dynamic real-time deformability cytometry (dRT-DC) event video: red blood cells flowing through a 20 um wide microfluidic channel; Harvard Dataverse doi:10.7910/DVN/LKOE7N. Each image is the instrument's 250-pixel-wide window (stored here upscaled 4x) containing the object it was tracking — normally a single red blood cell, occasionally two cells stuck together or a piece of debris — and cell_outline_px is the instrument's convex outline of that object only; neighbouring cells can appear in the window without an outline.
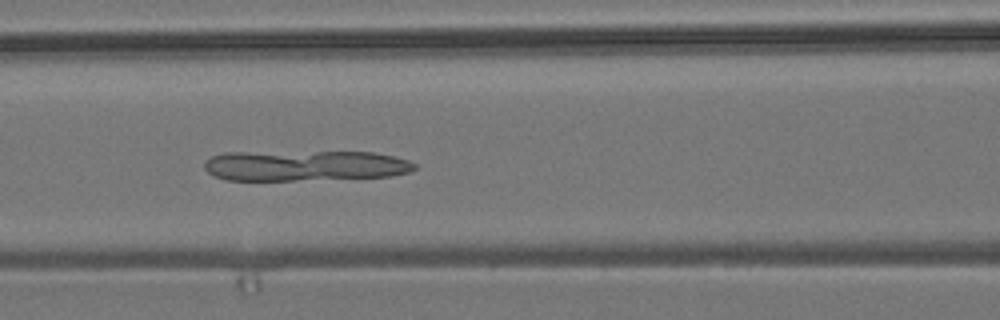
{"species": "common noctule bat (a hibernating species)", "species_latin": "Nyctalus noctula", "temperature_condition": "room temperature", "stored_images_in_passage": 4, "camera_frame_rate_fps": 3000, "um_per_image_px": 0.085, "animal": {"sex": "male", "body_mass_g": 19.2, "forearm_length_mm": 51.8}, "frame": {"image": 1, "passage_image": 3, "time_ms": 0.667, "image_size_px": [1000, 320], "cell_outline_px": [[416, 168], [408, 172], [392, 176], [296, 180], [224, 180], [212, 176], [204, 168], [204, 164], [212, 156], [224, 152], [372, 152], [392, 156], [408, 160], [416, 164]], "centroid_in_image_um": [25.88, 14.08], "position_along_channel_um": 140.7, "area_um2": 37.4}}